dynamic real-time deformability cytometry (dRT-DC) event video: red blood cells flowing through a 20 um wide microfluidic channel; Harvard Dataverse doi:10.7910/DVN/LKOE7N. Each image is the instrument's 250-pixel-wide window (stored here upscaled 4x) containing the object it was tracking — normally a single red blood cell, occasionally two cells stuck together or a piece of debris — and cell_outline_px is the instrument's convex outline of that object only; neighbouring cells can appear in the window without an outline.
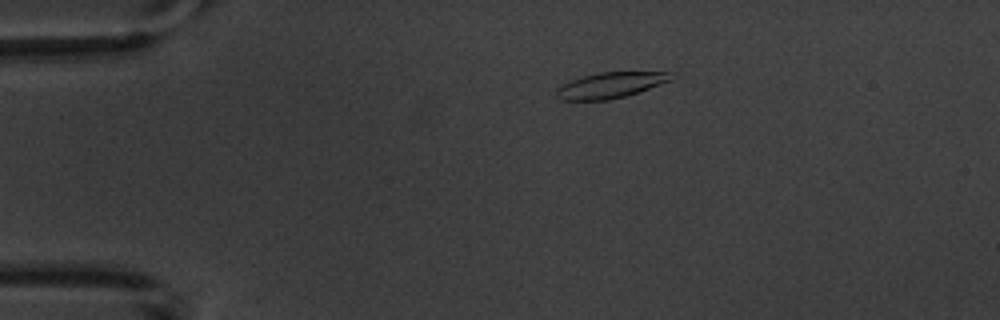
{"species": "common noctule bat (a hibernating species)", "species_latin": "Nyctalus noctula", "temperature_condition": "warm", "stored_images_in_passage": 7, "camera_frame_rate_fps": 3000, "um_per_image_px": 0.085, "animal": {"sex": "male", "body_mass_g": 20.1, "forearm_length_mm": 53.5}, "frame": {"image": 1, "passage_image": 1, "time_ms": 0.0, "image_size_px": [1000, 320], "cell_outline_px": [[676, 76], [672, 80], [624, 96], [608, 100], [560, 100], [556, 96], [556, 88], [572, 80], [584, 76], [600, 72], [676, 72]], "centroid_in_image_um": [51.91, 7.23], "position_along_channel_um": 33.1, "area_um2": 17.05}}
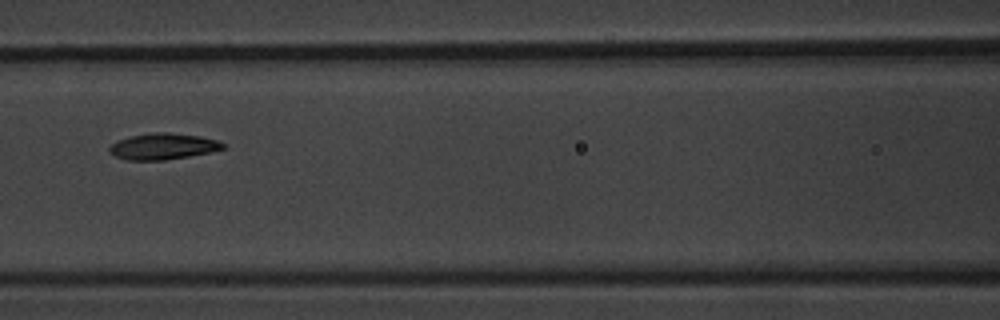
{"frame": {"image": 2, "passage_image": 5, "time_ms": 4.667, "image_size_px": [1000, 320], "cell_outline_px": [[228, 148], [188, 156], [164, 160], [128, 160], [112, 156], [108, 152], [108, 148], [116, 140], [128, 136], [152, 132], [172, 132], [200, 136], [216, 140], [224, 144]], "centroid_in_image_um": [13.8, 12.43], "position_along_channel_um": 152.8, "area_um2": 17.57}}
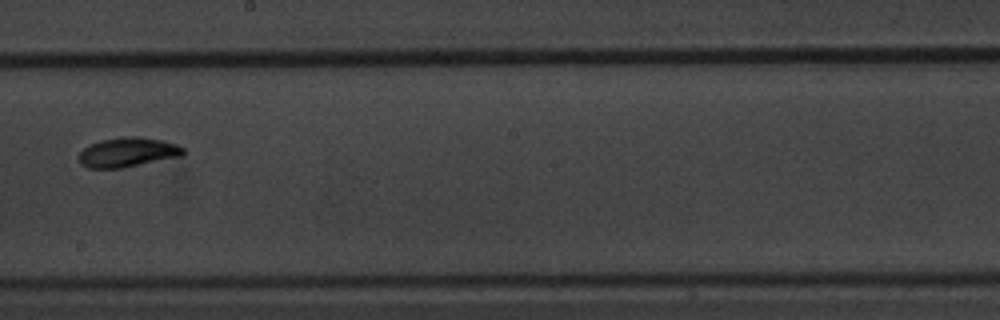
{"frame": {"image": 3, "passage_image": 7, "time_ms": 7.0, "image_size_px": [1000, 320], "cell_outline_px": [[184, 156], [124, 168], [88, 168], [80, 164], [80, 152], [88, 144], [100, 140], [124, 136], [140, 136], [164, 140], [176, 144], [184, 148]], "centroid_in_image_um": [10.89, 12.94], "position_along_channel_um": 237.3, "area_um2": 18.32}}